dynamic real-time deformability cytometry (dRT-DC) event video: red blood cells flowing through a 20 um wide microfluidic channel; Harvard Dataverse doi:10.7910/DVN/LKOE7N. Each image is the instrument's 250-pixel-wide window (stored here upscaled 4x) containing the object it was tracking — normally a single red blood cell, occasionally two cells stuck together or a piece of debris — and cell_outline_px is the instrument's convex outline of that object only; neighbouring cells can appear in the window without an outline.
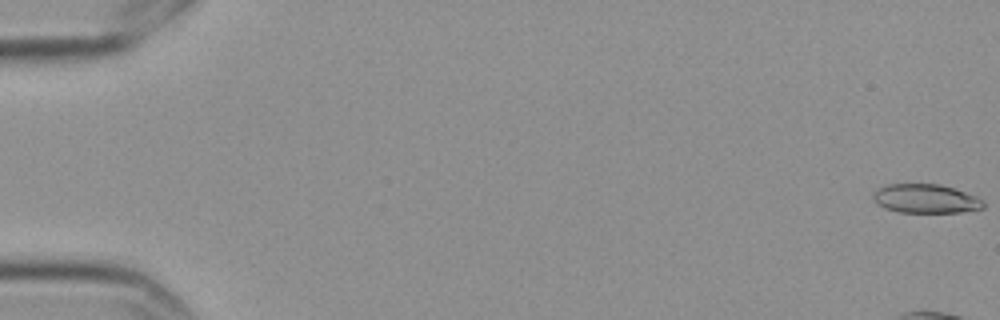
{"species": "Egyptian fruit bat (a non-hibernating species)", "species_latin": "Rousettus aegyptiacus", "temperature_condition": "cold", "stored_images_in_passage": 5, "camera_frame_rate_fps": 3000, "um_per_image_px": 0.085, "frame": {"image": 1, "passage_image": 1, "time_ms": 0.0, "image_size_px": [1000, 320], "cell_outline_px": [[984, 208], [960, 212], [900, 212], [884, 208], [876, 204], [872, 200], [872, 192], [888, 184], [940, 184], [976, 196], [984, 200]], "centroid_in_image_um": [78.65, 16.89], "position_along_channel_um": 6.3, "area_um2": 18.61}}